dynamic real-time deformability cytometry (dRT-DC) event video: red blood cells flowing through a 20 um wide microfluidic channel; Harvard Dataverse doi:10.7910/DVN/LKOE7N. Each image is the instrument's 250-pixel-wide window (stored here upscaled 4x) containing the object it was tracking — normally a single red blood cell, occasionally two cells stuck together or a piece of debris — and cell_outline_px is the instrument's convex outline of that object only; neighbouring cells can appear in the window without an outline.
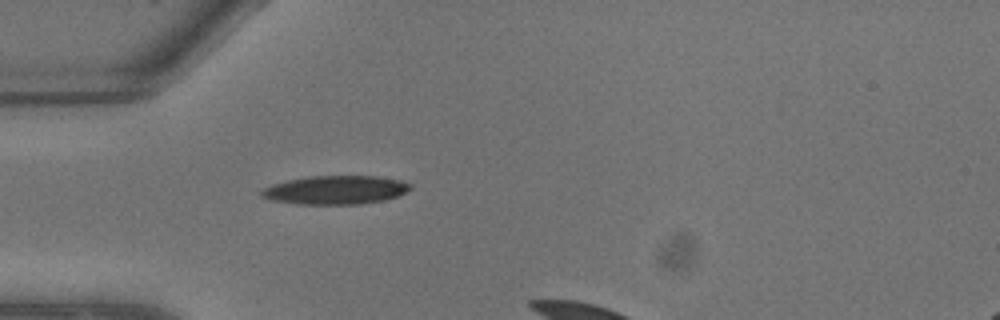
{"species": "common noctule bat (a hibernating species)", "species_latin": "Nyctalus noctula", "temperature_condition": "warm", "stored_images_in_passage": 1, "camera_frame_rate_fps": 3000, "um_per_image_px": 0.085, "animal": {"sex": "male", "body_mass_g": 13.3}, "frame": {"image": 1, "passage_image": 1, "time_ms": 0.0, "image_size_px": [1000, 320], "cell_outline_px": [[412, 188], [396, 196], [384, 200], [360, 204], [296, 204], [272, 200], [260, 196], [260, 192], [264, 188], [272, 184], [288, 180], [308, 176], [376, 176], [400, 180], [412, 184]], "centroid_in_image_um": [28.5, 16.14], "position_along_channel_um": 56.5, "area_um2": 24.8}}